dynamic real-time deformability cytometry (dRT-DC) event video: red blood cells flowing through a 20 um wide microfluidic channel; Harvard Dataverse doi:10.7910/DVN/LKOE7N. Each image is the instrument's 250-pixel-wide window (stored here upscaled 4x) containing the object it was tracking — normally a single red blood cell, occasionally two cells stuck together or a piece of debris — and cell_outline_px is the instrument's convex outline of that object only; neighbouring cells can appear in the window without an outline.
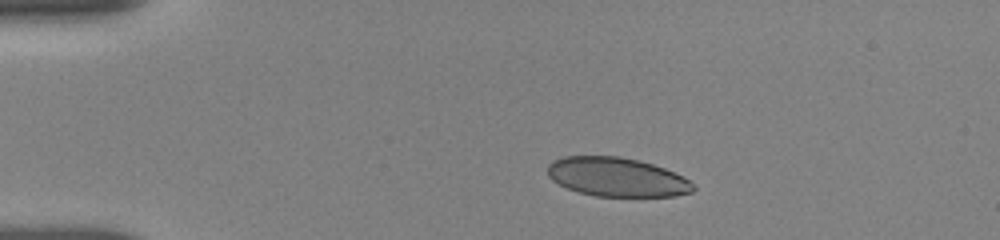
{"species": "human", "species_latin": "Homo sapiens", "temperature_condition": "room temperature", "stored_images_in_passage": 12, "camera_frame_rate_fps": 3000, "um_per_image_px": 0.085, "donor": {"sex": "female"}, "frame": {"image": 1, "passage_image": 1, "time_ms": 0.0, "image_size_px": [1000, 240], "cell_outline_px": [[696, 188], [692, 192], [676, 196], [596, 196], [580, 192], [568, 188], [552, 180], [548, 176], [548, 164], [552, 160], [564, 156], [620, 156], [640, 160], [664, 168], [684, 176]], "centroid_in_image_um": [52.44, 15.04], "position_along_channel_um": 32.6, "area_um2": 33.12}}
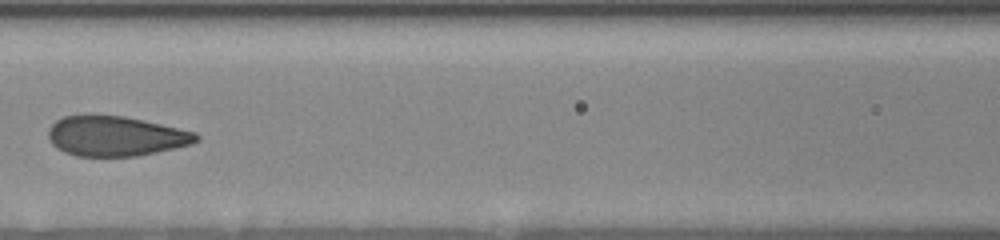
{"frame": {"image": 2, "passage_image": 9, "time_ms": 4.667, "image_size_px": [1000, 240], "cell_outline_px": [[200, 140], [192, 144], [176, 148], [136, 156], [76, 156], [64, 152], [56, 148], [48, 140], [48, 128], [56, 120], [64, 116], [92, 112], [124, 116], [196, 132], [200, 136]], "centroid_in_image_um": [9.78, 11.54], "position_along_channel_um": 156.8, "area_um2": 35.2}}
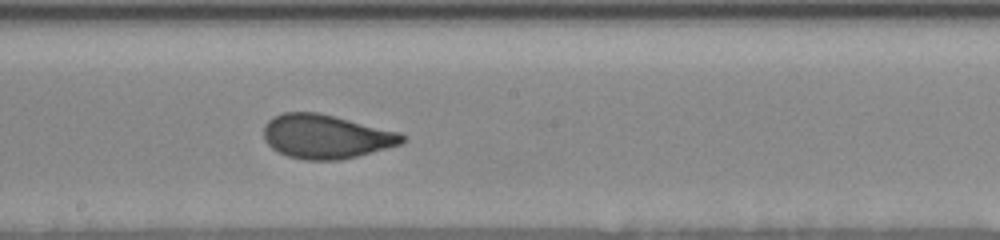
{"frame": {"image": 3, "passage_image": 12, "time_ms": 6.333, "image_size_px": [1000, 240], "cell_outline_px": [[408, 140], [400, 144], [356, 156], [340, 160], [304, 160], [288, 156], [272, 148], [264, 140], [264, 124], [272, 116], [284, 112], [316, 112], [336, 116], [400, 132], [408, 136]], "centroid_in_image_um": [27.71, 11.59], "position_along_channel_um": 220.5, "area_um2": 35.66}}